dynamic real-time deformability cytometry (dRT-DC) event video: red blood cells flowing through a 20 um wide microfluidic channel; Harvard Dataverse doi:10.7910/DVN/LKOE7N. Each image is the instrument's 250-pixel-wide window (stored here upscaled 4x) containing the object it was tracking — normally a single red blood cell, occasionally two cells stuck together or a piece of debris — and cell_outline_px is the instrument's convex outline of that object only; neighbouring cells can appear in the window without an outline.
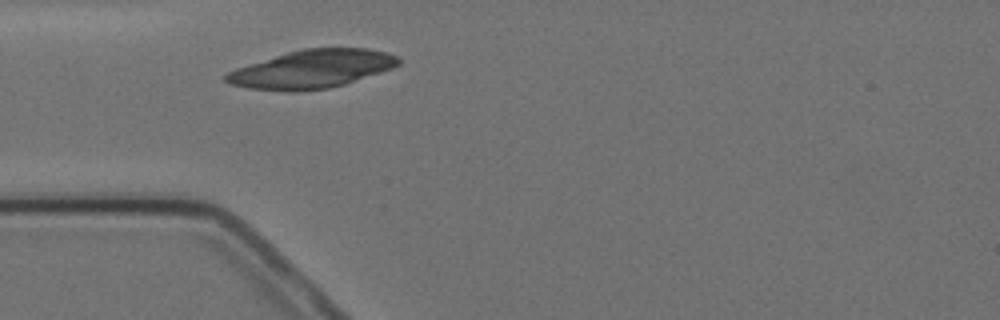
{"species": "Egyptian fruit bat (a non-hibernating species)", "species_latin": "Rousettus aegyptiacus", "temperature_condition": "cold", "stored_images_in_passage": 1, "camera_frame_rate_fps": 3000, "um_per_image_px": 0.085, "animal": {"sex": "female"}, "frame": {"image": 1, "passage_image": 1, "time_ms": 0.0, "image_size_px": [1000, 320], "cell_outline_px": [[400, 64], [392, 68], [344, 84], [328, 88], [296, 92], [288, 92], [248, 88], [232, 84], [224, 80], [224, 76], [228, 72], [236, 68], [288, 52], [304, 48], [368, 48], [388, 52], [396, 56], [400, 60]], "centroid_in_image_um": [26.52, 5.87], "position_along_channel_um": 58.5, "area_um2": 38.21}}